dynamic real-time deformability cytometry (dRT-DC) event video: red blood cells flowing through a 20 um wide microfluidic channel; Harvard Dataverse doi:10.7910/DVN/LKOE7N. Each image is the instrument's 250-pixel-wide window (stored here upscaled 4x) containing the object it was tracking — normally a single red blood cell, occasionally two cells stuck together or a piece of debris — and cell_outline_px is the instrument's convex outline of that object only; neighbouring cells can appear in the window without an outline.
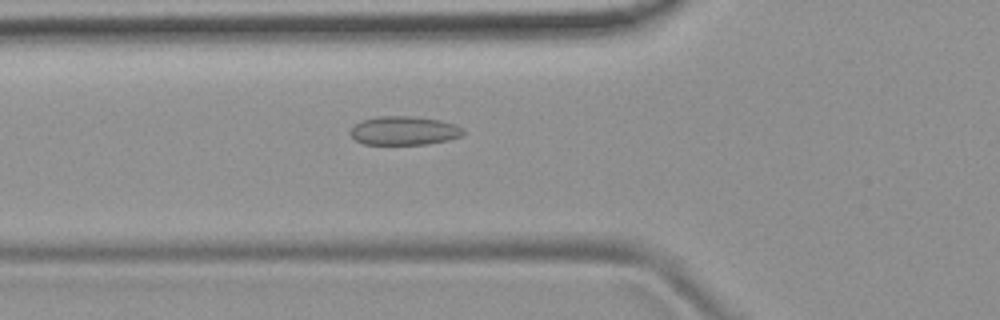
{"species": "common noctule bat (a hibernating species)", "species_latin": "Nyctalus noctula", "temperature_condition": "room temperature", "stored_images_in_passage": 41, "camera_frame_rate_fps": 3000, "um_per_image_px": 0.085, "animal": {"sex": "female", "body_mass_g": 19.9}, "frame": {"image": 1, "passage_image": 7, "time_ms": 2.0, "image_size_px": [1000, 320], "cell_outline_px": [[464, 132], [460, 136], [448, 140], [428, 144], [364, 144], [356, 140], [348, 132], [360, 120], [376, 116], [412, 116], [440, 120], [456, 124], [464, 128]], "centroid_in_image_um": [34.35, 11.1], "position_along_channel_um": 91.5, "area_um2": 19.02}}
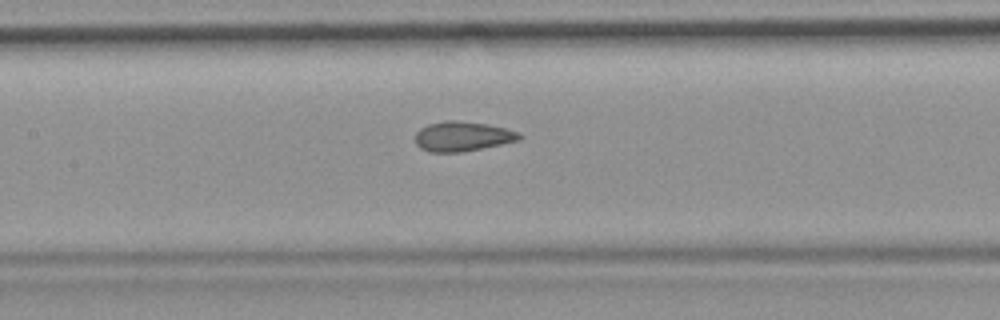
{"frame": {"image": 2, "passage_image": 13, "time_ms": 4.0, "image_size_px": [1000, 320], "cell_outline_px": [[524, 136], [520, 140], [460, 152], [428, 152], [420, 148], [416, 144], [416, 132], [420, 128], [428, 124], [444, 120], [456, 120], [488, 124], [520, 132]], "centroid_in_image_um": [39.31, 11.58], "position_along_channel_um": 168.1, "area_um2": 18.09}}
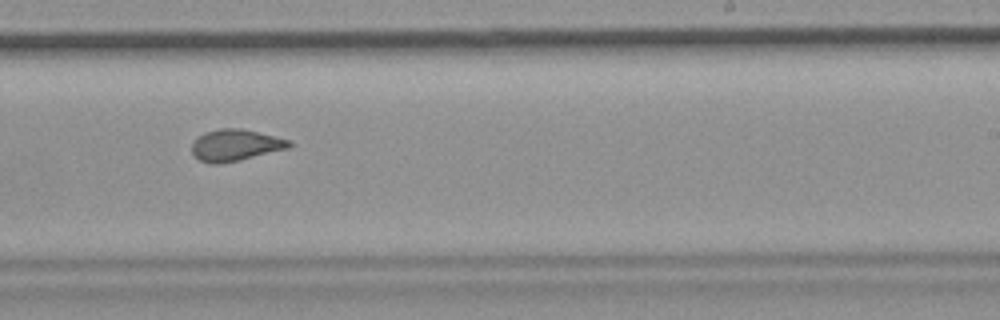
{"frame": {"image": 3, "passage_image": 21, "time_ms": 6.667, "image_size_px": [1000, 320], "cell_outline_px": [[292, 144], [288, 148], [240, 160], [216, 164], [212, 164], [200, 160], [192, 152], [192, 144], [204, 132], [220, 128], [240, 128], [292, 140]], "centroid_in_image_um": [20.03, 12.33], "position_along_channel_um": 269.0, "area_um2": 17.69}, "authors_computed_cell_mechanics": {"area_um2": 18.2648, "velocity_mm_per_s": 3.8139, "shape_relaxation_time_tau1_ms": null, "shape_relaxation_time_tau2_ms": 1.3198, "deformation_change_tau1": null, "deformation_change_tau2": 0.0633}}